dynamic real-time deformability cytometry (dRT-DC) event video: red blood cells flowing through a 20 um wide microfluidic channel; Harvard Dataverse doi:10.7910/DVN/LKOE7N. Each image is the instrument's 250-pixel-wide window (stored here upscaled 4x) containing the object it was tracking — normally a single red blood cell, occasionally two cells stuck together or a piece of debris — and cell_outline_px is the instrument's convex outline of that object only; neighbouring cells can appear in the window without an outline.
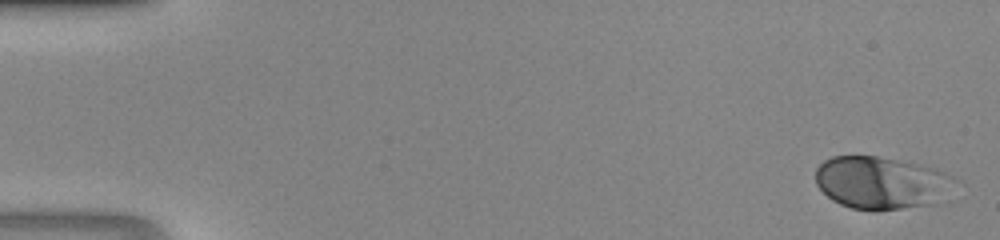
{"species": "human", "species_latin": "Homo sapiens", "temperature_condition": "room temperature", "stored_images_in_passage": 46, "camera_frame_rate_fps": 3000, "um_per_image_px": 0.085, "donor": {"sex": "male"}, "frame": {"image": 1, "passage_image": 1, "time_ms": 0.0, "image_size_px": [1000, 240], "cell_outline_px": [[956, 180], [940, 204], [876, 212], [852, 208], [840, 204], [832, 200], [816, 184], [816, 168], [824, 160], [832, 156], [876, 156], [936, 168], [952, 176]], "centroid_in_image_um": [74.93, 15.57], "position_along_channel_um": 10.1, "area_um2": 43.06}}
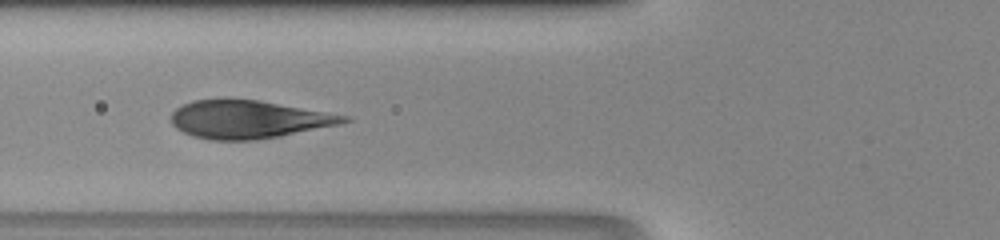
{"frame": {"image": 2, "passage_image": 18, "time_ms": 5.667, "image_size_px": [1000, 240], "cell_outline_px": [[352, 120], [340, 124], [280, 136], [252, 140], [212, 140], [192, 136], [176, 128], [172, 124], [172, 112], [176, 108], [192, 100], [260, 100], [352, 116]], "centroid_in_image_um": [21.16, 10.15], "position_along_channel_um": 104.6, "area_um2": 38.03}}
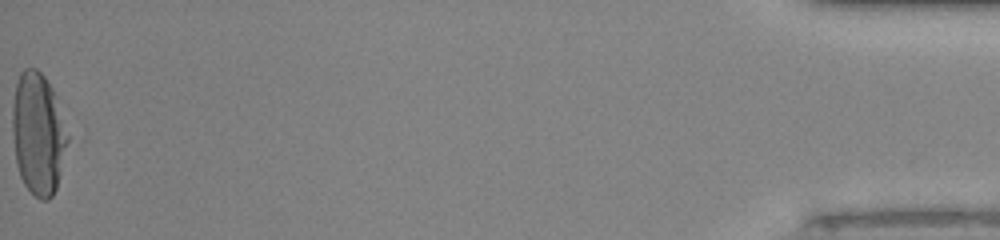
{"frame": {"image": 3, "passage_image": 46, "time_ms": 15.0, "image_size_px": [1000, 240], "cell_outline_px": [[68, 140], [56, 188], [52, 196], [48, 200], [40, 200], [24, 184], [20, 176], [16, 164], [12, 132], [12, 108], [16, 84], [20, 72], [24, 68], [36, 68], [44, 76], [52, 88], [56, 96], [68, 136]], "centroid_in_image_um": [3.22, 11.35], "position_along_channel_um": 432.0, "area_um2": 39.07}}